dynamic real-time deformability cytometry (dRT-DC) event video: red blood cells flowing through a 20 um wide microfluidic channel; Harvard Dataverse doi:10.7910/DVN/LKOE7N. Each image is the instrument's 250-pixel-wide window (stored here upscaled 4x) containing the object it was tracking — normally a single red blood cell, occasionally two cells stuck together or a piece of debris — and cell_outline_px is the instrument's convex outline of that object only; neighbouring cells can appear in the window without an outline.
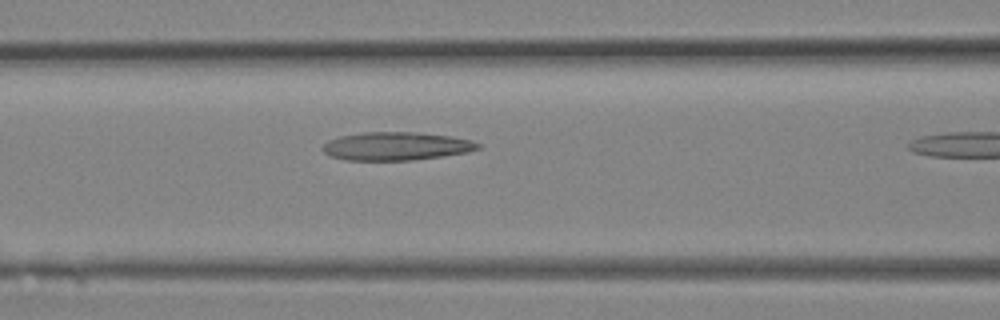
{"species": "Egyptian fruit bat (a non-hibernating species)", "species_latin": "Rousettus aegyptiacus", "temperature_condition": "room temperature", "stored_images_in_passage": 6, "camera_frame_rate_fps": 3000, "um_per_image_px": 0.085, "animal": {"sex": "female"}, "frame": {"image": 1, "passage_image": 5, "time_ms": 1.333, "image_size_px": [1000, 320], "cell_outline_px": [[480, 148], [468, 152], [444, 156], [412, 160], [344, 160], [328, 156], [320, 148], [328, 140], [340, 136], [364, 132], [408, 132], [448, 136], [472, 140], [480, 144]], "centroid_in_image_um": [33.63, 12.43], "position_along_channel_um": 133.0, "area_um2": 25.55}}